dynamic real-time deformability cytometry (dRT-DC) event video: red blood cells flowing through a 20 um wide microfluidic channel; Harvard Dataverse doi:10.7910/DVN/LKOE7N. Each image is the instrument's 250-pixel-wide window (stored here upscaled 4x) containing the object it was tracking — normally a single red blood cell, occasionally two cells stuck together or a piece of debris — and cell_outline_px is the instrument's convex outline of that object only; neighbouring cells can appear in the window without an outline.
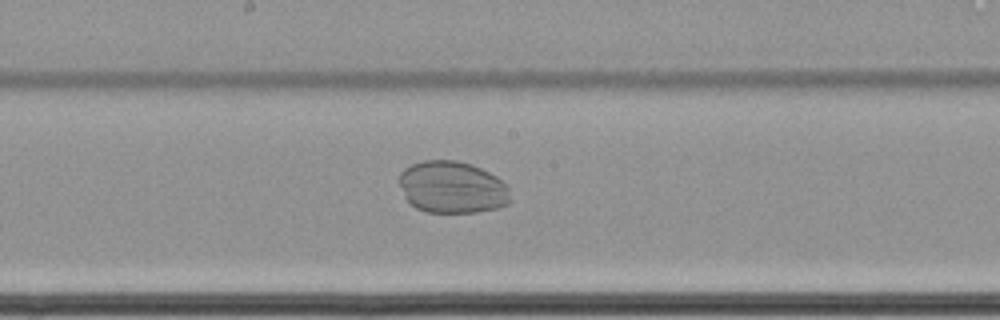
{"species": "common noctule bat (a hibernating species)", "species_latin": "Nyctalus noctula", "temperature_condition": "cold", "stored_images_in_passage": 64, "camera_frame_rate_fps": 3000, "um_per_image_px": 0.085, "animal": {"sex": "female", "body_mass_g": 22.7, "forearm_length_mm": 54.2}, "frame": {"image": 1, "passage_image": 37, "time_ms": 12.0, "image_size_px": [1000, 320], "cell_outline_px": [[512, 200], [508, 204], [496, 208], [476, 212], [428, 212], [416, 208], [408, 204], [404, 196], [400, 184], [400, 172], [404, 168], [412, 164], [424, 160], [456, 160], [472, 164], [496, 176], [508, 188]], "centroid_in_image_um": [38.42, 15.92], "position_along_channel_um": 209.8, "area_um2": 33.81}}